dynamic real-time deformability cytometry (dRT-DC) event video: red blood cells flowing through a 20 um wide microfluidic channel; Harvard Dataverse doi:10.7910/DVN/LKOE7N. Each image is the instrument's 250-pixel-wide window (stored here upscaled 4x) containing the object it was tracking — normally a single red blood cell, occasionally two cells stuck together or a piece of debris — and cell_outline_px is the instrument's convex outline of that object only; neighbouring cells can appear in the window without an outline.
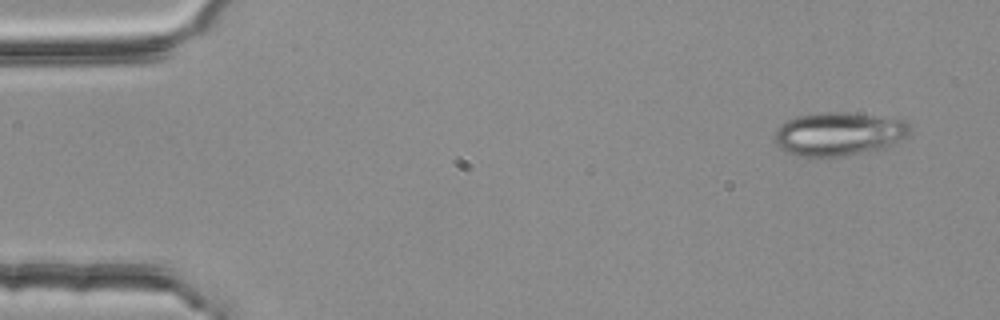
{"species": "common noctule bat (a hibernating species)", "species_latin": "Nyctalus noctula", "temperature_condition": "room temperature", "stored_images_in_passage": 4, "camera_frame_rate_fps": 3000, "um_per_image_px": 0.085, "animal": {"sex": "female", "body_mass_g": 25.1}, "frame": {"image": 1, "passage_image": 1, "time_ms": 0.0, "image_size_px": [1000, 320], "cell_outline_px": [[912, 128], [896, 144], [880, 148], [844, 156], [796, 156], [780, 148], [776, 144], [776, 132], [780, 124], [796, 116], [820, 112], [840, 112], [876, 116], [908, 120]], "centroid_in_image_um": [71.3, 11.37], "position_along_channel_um": 13.7, "area_um2": 33.99}}